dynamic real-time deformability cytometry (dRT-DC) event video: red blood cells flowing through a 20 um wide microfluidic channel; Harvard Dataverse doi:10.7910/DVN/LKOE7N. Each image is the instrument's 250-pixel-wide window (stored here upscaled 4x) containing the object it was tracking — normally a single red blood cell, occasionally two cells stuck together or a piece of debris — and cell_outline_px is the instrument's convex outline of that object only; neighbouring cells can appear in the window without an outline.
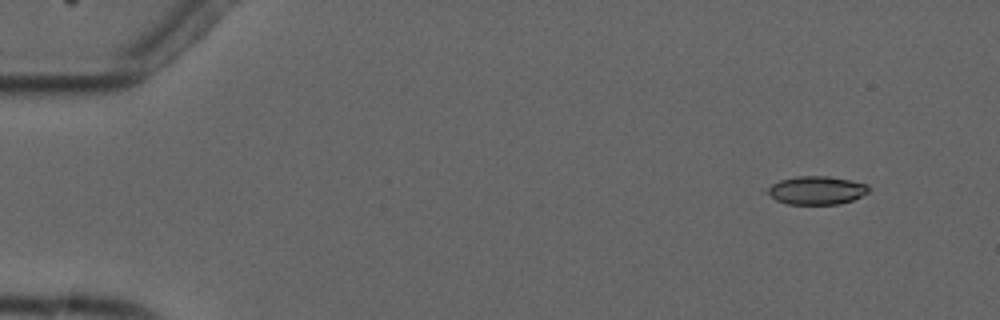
{"species": "common noctule bat (a hibernating species)", "species_latin": "Nyctalus noctula", "temperature_condition": "cold", "stored_images_in_passage": 5, "camera_frame_rate_fps": 3000, "um_per_image_px": 0.085, "animal": {"sex": "male", "forearm_length_mm": 52.5}, "frame": {"image": 1, "passage_image": 2, "time_ms": 1.0, "image_size_px": [1000, 320], "cell_outline_px": [[868, 192], [852, 200], [840, 204], [788, 204], [776, 200], [760, 192], [772, 184], [780, 180], [796, 176], [828, 176], [868, 184]], "centroid_in_image_um": [69.31, 16.18], "position_along_channel_um": 15.7, "area_um2": 16.88}}
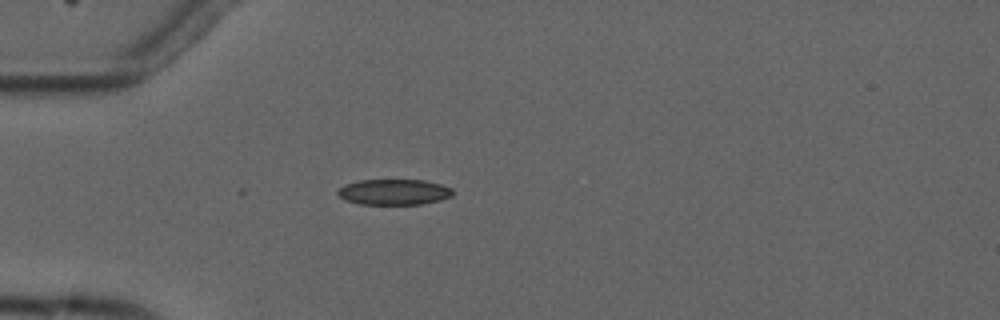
{"frame": {"image": 2, "passage_image": 4, "time_ms": 4.667, "image_size_px": [1000, 320], "cell_outline_px": [[452, 196], [440, 200], [420, 204], [360, 204], [348, 200], [340, 196], [336, 192], [344, 184], [360, 180], [424, 180], [440, 184], [452, 188]], "centroid_in_image_um": [33.5, 16.31], "position_along_channel_um": 51.5, "area_um2": 17.05}}